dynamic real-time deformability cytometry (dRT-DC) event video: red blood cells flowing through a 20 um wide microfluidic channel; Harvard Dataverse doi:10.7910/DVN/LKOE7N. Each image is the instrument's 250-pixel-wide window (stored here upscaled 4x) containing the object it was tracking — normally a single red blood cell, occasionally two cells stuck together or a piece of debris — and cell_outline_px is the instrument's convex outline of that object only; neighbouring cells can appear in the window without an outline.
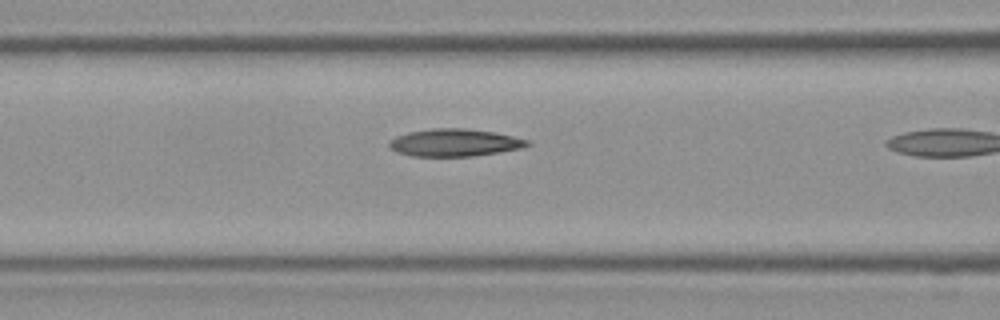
{"species": "Egyptian fruit bat (a non-hibernating species)", "species_latin": "Rousettus aegyptiacus", "temperature_condition": "room temperature", "stored_images_in_passage": 5, "camera_frame_rate_fps": 3000, "um_per_image_px": 0.085, "frame": {"image": 1, "passage_image": 4, "time_ms": 1.0, "image_size_px": [1000, 320], "cell_outline_px": [[532, 144], [524, 148], [500, 152], [472, 156], [412, 156], [396, 152], [388, 148], [388, 140], [396, 136], [408, 132], [432, 128], [464, 128], [496, 132], [528, 140]], "centroid_in_image_um": [38.62, 12.12], "position_along_channel_um": 128.0, "area_um2": 22.37}}